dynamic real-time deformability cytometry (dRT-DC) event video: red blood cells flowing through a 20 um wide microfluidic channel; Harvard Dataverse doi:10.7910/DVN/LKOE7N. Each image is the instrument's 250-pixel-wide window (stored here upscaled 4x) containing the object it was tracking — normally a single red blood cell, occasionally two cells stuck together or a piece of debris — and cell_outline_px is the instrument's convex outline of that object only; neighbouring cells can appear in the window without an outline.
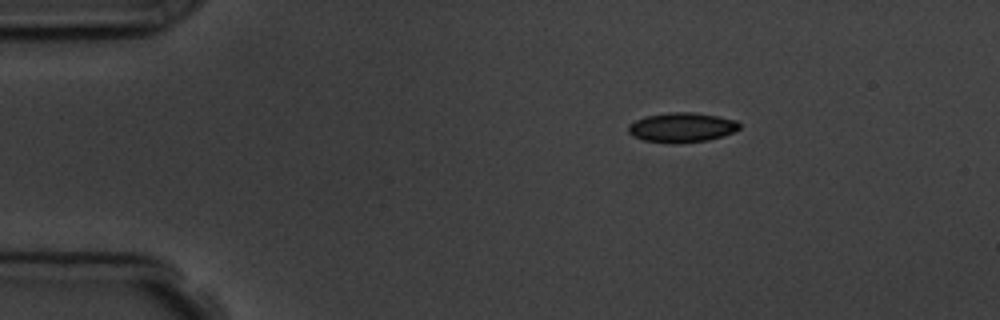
{"species": "common noctule bat (a hibernating species)", "species_latin": "Nyctalus noctula", "temperature_condition": "room temperature", "stored_images_in_passage": 3, "camera_frame_rate_fps": 3000, "um_per_image_px": 0.085, "animal": {"sex": "male", "body_mass_g": 19.5, "forearm_length_mm": 54.6}, "frame": {"image": 1, "passage_image": 1, "time_ms": 0.0, "image_size_px": [1000, 320], "cell_outline_px": [[740, 128], [724, 136], [708, 140], [644, 140], [632, 136], [628, 132], [628, 124], [644, 116], [668, 112], [692, 112], [716, 116], [736, 120], [740, 124]], "centroid_in_image_um": [57.95, 10.77], "position_along_channel_um": 27.0, "area_um2": 18.38}}